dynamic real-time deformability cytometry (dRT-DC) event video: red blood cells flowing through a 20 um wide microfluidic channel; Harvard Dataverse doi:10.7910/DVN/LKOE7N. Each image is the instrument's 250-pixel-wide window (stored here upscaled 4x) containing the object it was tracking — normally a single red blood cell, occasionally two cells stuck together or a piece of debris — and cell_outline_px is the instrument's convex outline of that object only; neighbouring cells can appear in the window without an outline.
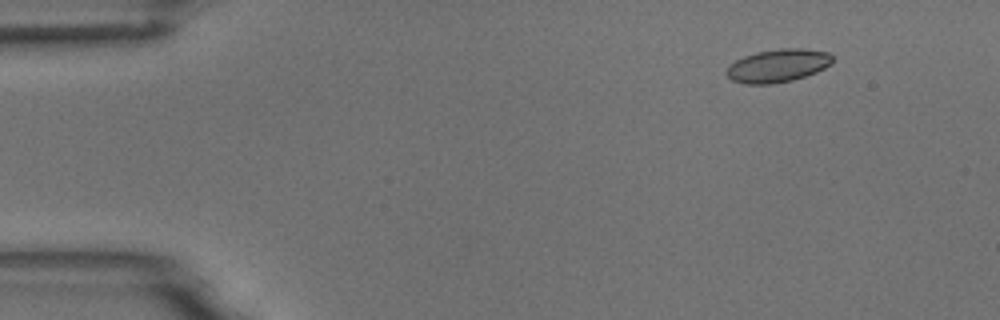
{"species": "common noctule bat (a hibernating species)", "species_latin": "Nyctalus noctula", "temperature_condition": "room temperature", "stored_images_in_passage": 6, "camera_frame_rate_fps": 3000, "um_per_image_px": 0.085, "animal": {"sex": "male", "body_mass_g": 18.8}, "frame": {"image": 1, "passage_image": 2, "time_ms": 0.333, "image_size_px": [1000, 320], "cell_outline_px": [[832, 64], [816, 72], [792, 80], [772, 84], [744, 84], [732, 80], [724, 72], [736, 60], [744, 56], [756, 52], [780, 48], [804, 48], [828, 52], [832, 56]], "centroid_in_image_um": [66.12, 5.58], "position_along_channel_um": 18.9, "area_um2": 20.4}}
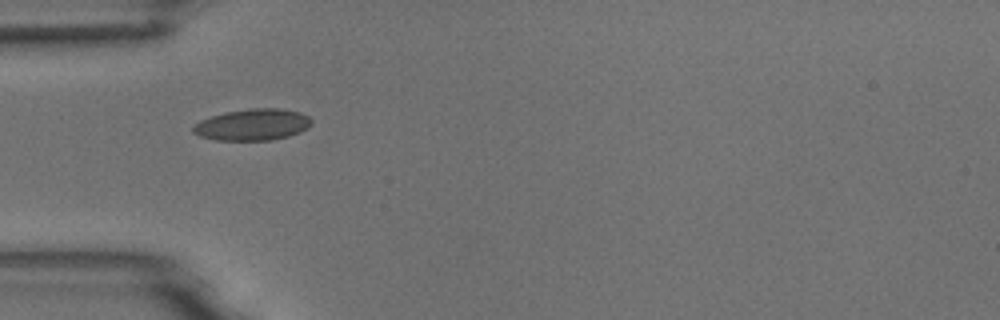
{"frame": {"image": 2, "passage_image": 5, "time_ms": 1.333, "image_size_px": [1000, 320], "cell_outline_px": [[312, 124], [308, 128], [300, 132], [288, 136], [272, 140], [216, 140], [200, 136], [192, 132], [192, 128], [200, 120], [224, 112], [248, 108], [280, 108], [300, 112], [308, 116], [312, 120]], "centroid_in_image_um": [21.49, 10.59], "position_along_channel_um": 63.5, "area_um2": 21.85}}